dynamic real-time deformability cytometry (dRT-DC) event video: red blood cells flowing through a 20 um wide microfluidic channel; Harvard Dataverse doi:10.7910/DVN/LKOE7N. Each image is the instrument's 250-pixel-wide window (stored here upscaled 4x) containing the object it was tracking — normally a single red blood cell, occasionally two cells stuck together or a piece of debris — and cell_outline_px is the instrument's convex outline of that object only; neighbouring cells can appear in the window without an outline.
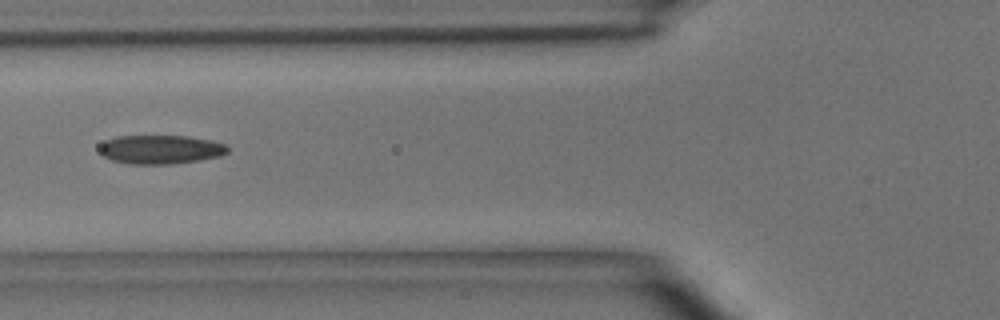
{"species": "common noctule bat (a hibernating species)", "species_latin": "Nyctalus noctula", "temperature_condition": "room temperature", "stored_images_in_passage": 2, "camera_frame_rate_fps": 3000, "um_per_image_px": 0.085, "animal": {"sex": "male", "body_mass_g": 15.6}, "frame": {"image": 1, "passage_image": 2, "time_ms": 1.0, "image_size_px": [1000, 320], "cell_outline_px": [[228, 152], [220, 156], [172, 164], [128, 164], [112, 160], [104, 156], [100, 152], [100, 148], [108, 140], [116, 136], [188, 136], [212, 140], [228, 144]], "centroid_in_image_um": [13.7, 12.7], "position_along_channel_um": 112.1, "area_um2": 21.44}}